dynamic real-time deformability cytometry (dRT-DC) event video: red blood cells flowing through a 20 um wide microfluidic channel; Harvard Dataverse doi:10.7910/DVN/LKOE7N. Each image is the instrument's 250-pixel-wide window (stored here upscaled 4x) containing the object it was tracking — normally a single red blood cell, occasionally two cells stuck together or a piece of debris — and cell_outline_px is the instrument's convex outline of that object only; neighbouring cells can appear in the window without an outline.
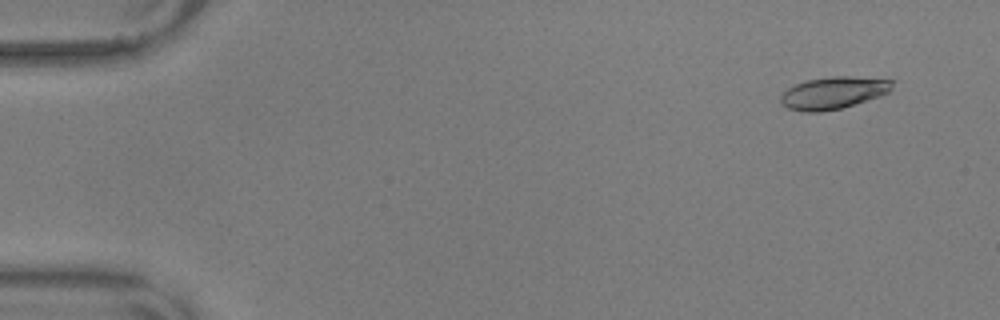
{"species": "common noctule bat (a hibernating species)", "species_latin": "Nyctalus noctula", "temperature_condition": "warm", "stored_images_in_passage": 57, "camera_frame_rate_fps": 3000, "um_per_image_px": 0.085, "animal": {"sex": "male", "body_mass_g": 17.9, "forearm_length_mm": 54.2}, "frame": {"image": 1, "passage_image": 5, "time_ms": 1.333, "image_size_px": [1000, 320], "cell_outline_px": [[896, 80], [892, 88], [888, 92], [880, 96], [840, 108], [820, 112], [804, 112], [788, 108], [780, 104], [780, 96], [788, 88], [796, 84], [808, 80], [832, 76], [852, 76]], "centroid_in_image_um": [70.84, 7.88], "position_along_channel_um": 14.2, "area_um2": 20.92}}
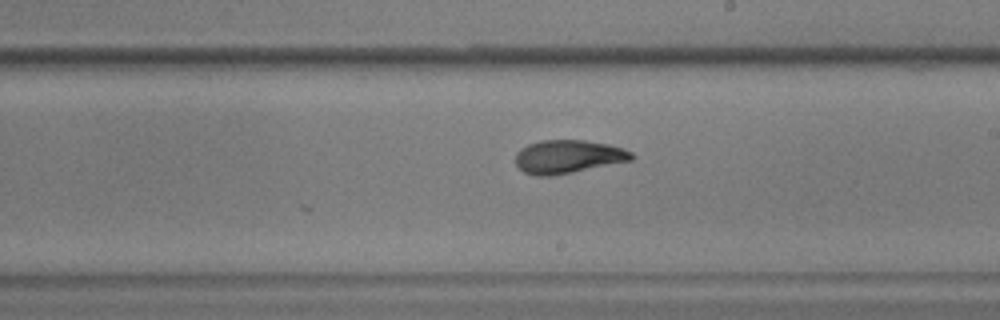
{"frame": {"image": 2, "passage_image": 34, "time_ms": 11.0, "image_size_px": [1000, 320], "cell_outline_px": [[636, 156], [632, 160], [552, 176], [536, 176], [524, 172], [516, 164], [516, 152], [520, 148], [528, 144], [540, 140], [584, 140], [608, 144], [624, 148], [632, 152]], "centroid_in_image_um": [48.29, 13.31], "position_along_channel_um": 240.7, "area_um2": 22.6}}
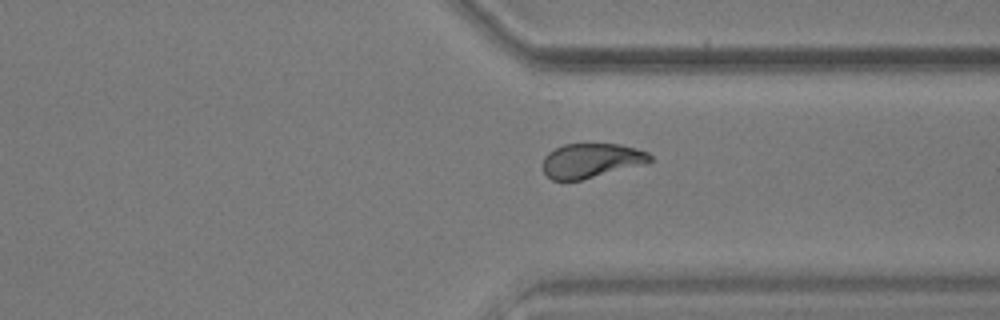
{"frame": {"image": 3, "passage_image": 44, "time_ms": 14.333, "image_size_px": [1000, 320], "cell_outline_px": [[652, 160], [648, 164], [580, 180], [552, 180], [544, 172], [544, 156], [548, 152], [564, 144], [620, 144], [636, 148], [648, 152], [652, 156]], "centroid_in_image_um": [50.31, 13.64], "position_along_channel_um": 361.1, "area_um2": 21.62}, "authors_computed_cell_mechanics": {"area_um2": 22.1374, "velocity_mm_per_s": 3.6113, "shape_relaxation_time_tau1_ms": 7.6295, "shape_relaxation_time_tau2_ms": 1.877, "deformation_change_tau1": 0.2196, "deformation_change_tau2": 0.0769}}